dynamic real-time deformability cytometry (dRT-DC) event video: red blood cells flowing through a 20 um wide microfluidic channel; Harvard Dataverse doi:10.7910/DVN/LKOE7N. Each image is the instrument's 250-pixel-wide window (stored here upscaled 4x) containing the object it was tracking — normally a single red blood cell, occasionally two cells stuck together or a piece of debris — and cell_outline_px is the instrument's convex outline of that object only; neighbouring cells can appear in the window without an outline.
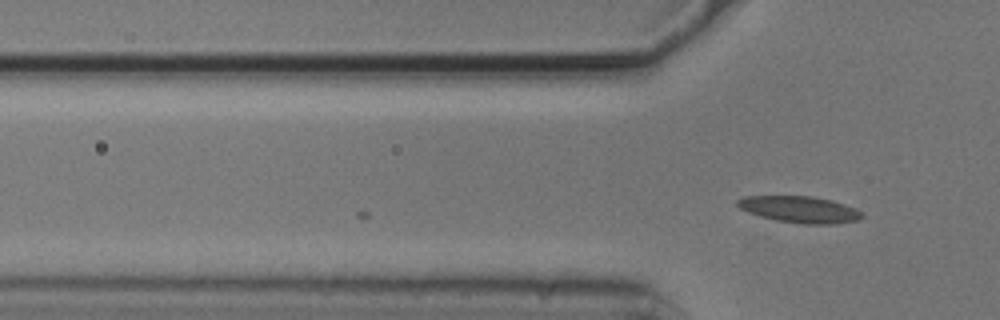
{"species": "common noctule bat (a hibernating species)", "species_latin": "Nyctalus noctula", "temperature_condition": "cold", "stored_images_in_passage": 4, "camera_frame_rate_fps": 3000, "um_per_image_px": 0.085, "animal": {"sex": "male", "body_mass_g": 20.5, "forearm_length_mm": 52.5}, "frame": {"image": 1, "passage_image": 4, "time_ms": 1.0, "image_size_px": [1000, 320], "cell_outline_px": [[864, 216], [860, 220], [832, 224], [804, 224], [776, 220], [760, 216], [748, 212], [740, 208], [736, 204], [736, 200], [744, 196], [812, 196], [832, 200], [856, 208]], "centroid_in_image_um": [67.98, 17.8], "position_along_channel_um": 57.8, "area_um2": 19.31}}